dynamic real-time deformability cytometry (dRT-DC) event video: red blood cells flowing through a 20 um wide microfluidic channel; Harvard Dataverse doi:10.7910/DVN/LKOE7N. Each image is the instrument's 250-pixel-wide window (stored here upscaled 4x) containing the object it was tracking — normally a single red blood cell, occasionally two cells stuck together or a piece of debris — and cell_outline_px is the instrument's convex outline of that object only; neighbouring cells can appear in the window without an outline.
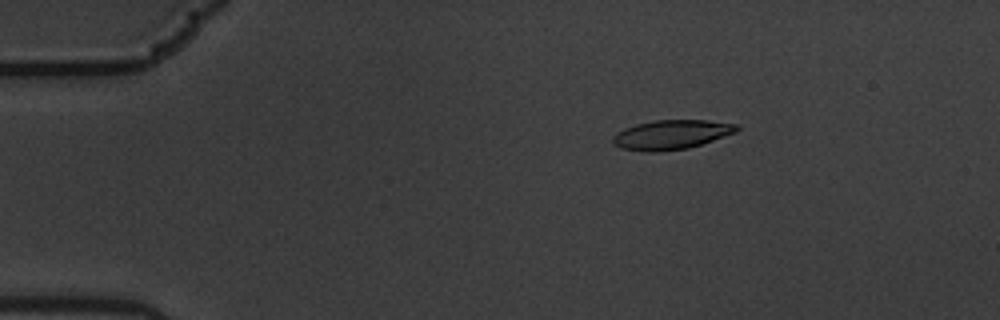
{"species": "common noctule bat (a hibernating species)", "species_latin": "Nyctalus noctula", "temperature_condition": "warm", "stored_images_in_passage": 5, "camera_frame_rate_fps": 3000, "um_per_image_px": 0.085, "animal": {"sex": "male", "body_mass_g": 19.5, "forearm_length_mm": 54.6}, "frame": {"image": 1, "passage_image": 3, "time_ms": 0.667, "image_size_px": [1000, 320], "cell_outline_px": [[740, 128], [736, 132], [688, 148], [656, 152], [644, 152], [620, 148], [612, 144], [612, 136], [616, 132], [624, 128], [636, 124], [656, 120], [708, 120], [740, 124]], "centroid_in_image_um": [57.03, 11.44], "position_along_channel_um": 28.0, "area_um2": 21.39}}